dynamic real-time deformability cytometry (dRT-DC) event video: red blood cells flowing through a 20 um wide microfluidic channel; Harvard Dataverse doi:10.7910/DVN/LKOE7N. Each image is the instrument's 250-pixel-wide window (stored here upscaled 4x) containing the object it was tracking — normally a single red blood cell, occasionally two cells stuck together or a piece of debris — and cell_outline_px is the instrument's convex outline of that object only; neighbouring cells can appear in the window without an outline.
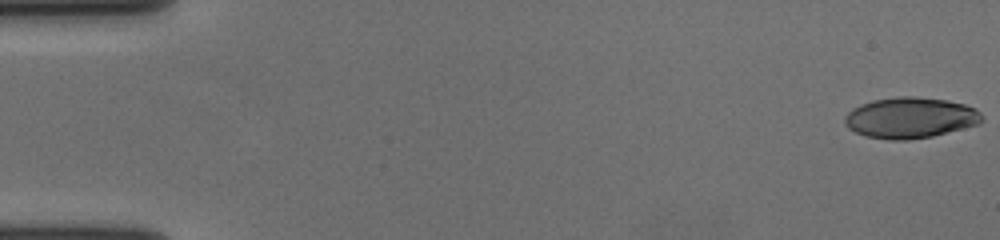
{"species": "human", "species_latin": "Homo sapiens", "temperature_condition": "cold", "stored_images_in_passage": 58, "camera_frame_rate_fps": 3000, "um_per_image_px": 0.085, "donor": {"sex": "female"}, "frame": {"image": 1, "passage_image": 1, "time_ms": 0.0, "image_size_px": [1000, 240], "cell_outline_px": [[984, 120], [980, 124], [932, 136], [908, 140], [888, 140], [864, 136], [848, 128], [844, 124], [844, 116], [852, 108], [860, 104], [872, 100], [900, 96], [912, 96], [948, 100], [964, 104], [976, 108], [984, 116]], "centroid_in_image_um": [77.38, 10.01], "position_along_channel_um": 7.6, "area_um2": 33.06}}
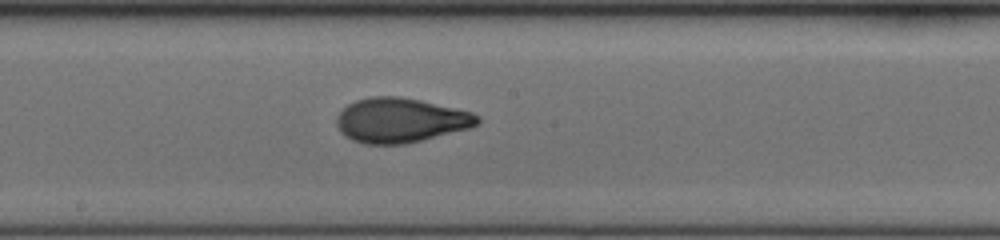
{"frame": {"image": 2, "passage_image": 32, "time_ms": 10.333, "image_size_px": [1000, 240], "cell_outline_px": [[480, 124], [472, 128], [404, 144], [364, 144], [352, 140], [344, 136], [340, 132], [336, 124], [336, 116], [348, 104], [356, 100], [368, 96], [400, 96], [420, 100], [472, 112], [480, 116]], "centroid_in_image_um": [34.04, 10.22], "position_along_channel_um": 214.2, "area_um2": 36.88}}
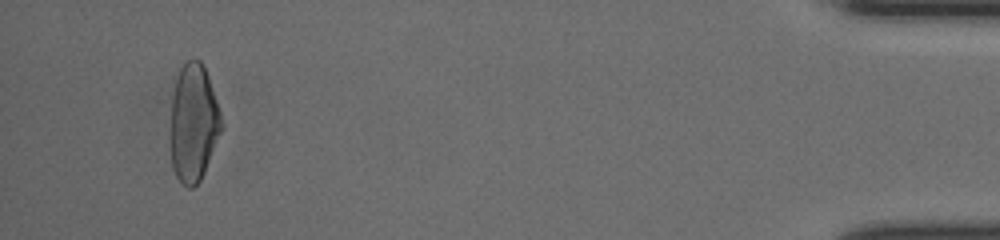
{"frame": {"image": 3, "passage_image": 55, "time_ms": 18.0, "image_size_px": [1000, 240], "cell_outline_px": [[220, 132], [204, 172], [200, 180], [192, 188], [188, 188], [176, 176], [172, 168], [172, 96], [176, 80], [180, 68], [192, 56], [200, 60], [204, 64], [220, 112]], "centroid_in_image_um": [16.44, 10.4], "position_along_channel_um": 418.8, "area_um2": 34.1}, "authors_computed_cell_mechanics": {"area_um2": 34.68, "velocity_mm_per_s": 3.6539, "shape_relaxation_time_tau1_ms": 6.8134, "shape_relaxation_time_tau2_ms": 1.1264, "deformation_change_tau1": 0.2261, "deformation_change_tau2": 0.0728}}